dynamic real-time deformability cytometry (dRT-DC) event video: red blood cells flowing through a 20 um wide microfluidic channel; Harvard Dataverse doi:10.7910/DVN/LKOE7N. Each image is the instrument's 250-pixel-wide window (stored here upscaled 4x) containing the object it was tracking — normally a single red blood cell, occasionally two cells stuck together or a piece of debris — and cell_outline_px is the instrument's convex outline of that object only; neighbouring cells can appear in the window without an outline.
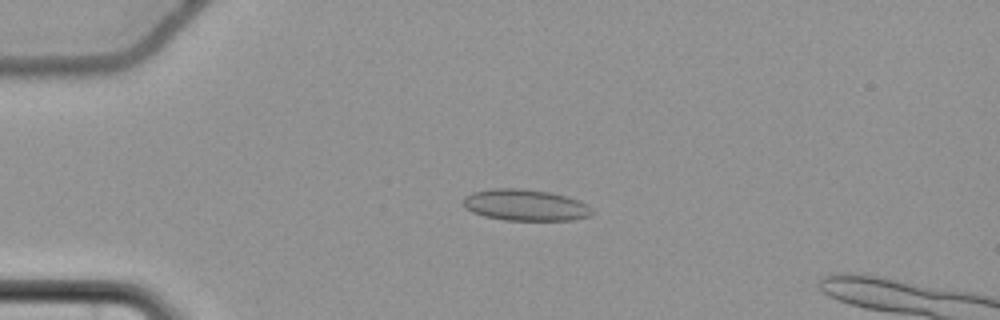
{"species": "common noctule bat (a hibernating species)", "species_latin": "Nyctalus noctula", "temperature_condition": "cold", "stored_images_in_passage": 48, "camera_frame_rate_fps": 3000, "um_per_image_px": 0.085, "animal": {"sex": "female", "body_mass_g": 22.7, "forearm_length_mm": 54.2}, "frame": {"image": 1, "passage_image": 5, "time_ms": 1.333, "image_size_px": [1000, 320], "cell_outline_px": [[596, 212], [592, 216], [572, 220], [504, 220], [484, 216], [472, 212], [464, 208], [464, 196], [472, 192], [492, 188], [520, 188], [548, 192], [568, 196], [580, 200], [588, 204]], "centroid_in_image_um": [44.7, 17.43], "position_along_channel_um": 40.3, "area_um2": 23.93}}
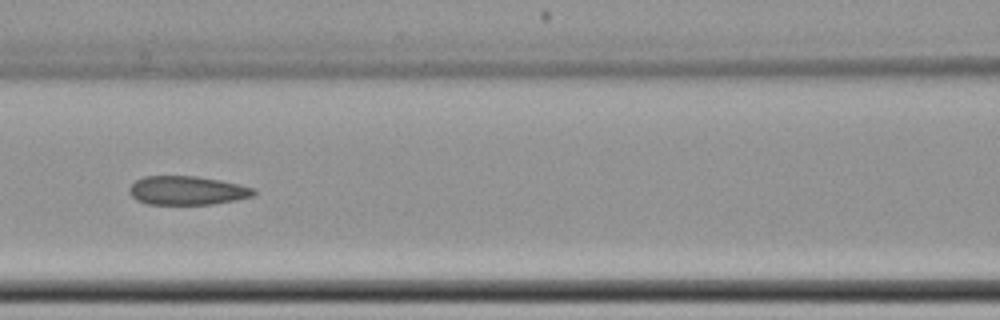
{"frame": {"image": 2, "passage_image": 17, "time_ms": 5.333, "image_size_px": [1000, 320], "cell_outline_px": [[256, 192], [252, 196], [236, 200], [212, 204], [148, 204], [136, 200], [128, 192], [128, 188], [136, 180], [144, 176], [196, 176], [220, 180], [240, 184], [256, 188]], "centroid_in_image_um": [15.91, 16.19], "position_along_channel_um": 150.7, "area_um2": 20.98}}
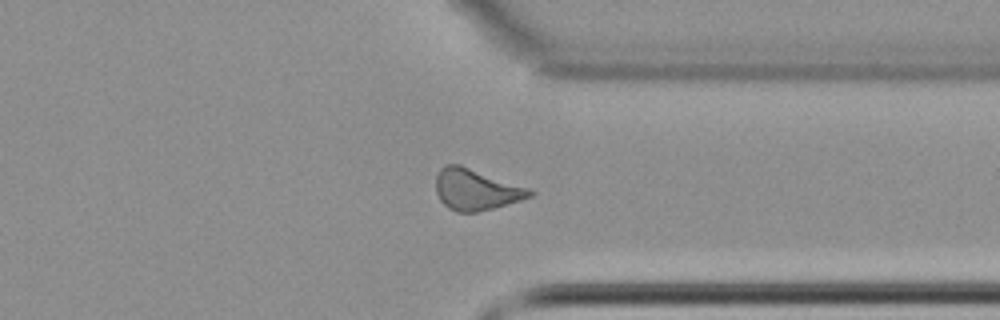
{"frame": {"image": 3, "passage_image": 35, "time_ms": 11.333, "image_size_px": [1000, 320], "cell_outline_px": [[536, 192], [532, 196], [520, 200], [492, 208], [476, 212], [456, 212], [448, 208], [440, 200], [436, 192], [436, 176], [440, 168], [444, 164], [460, 164], [528, 188]], "centroid_in_image_um": [40.42, 16.1], "position_along_channel_um": 371.0, "area_um2": 22.37}}